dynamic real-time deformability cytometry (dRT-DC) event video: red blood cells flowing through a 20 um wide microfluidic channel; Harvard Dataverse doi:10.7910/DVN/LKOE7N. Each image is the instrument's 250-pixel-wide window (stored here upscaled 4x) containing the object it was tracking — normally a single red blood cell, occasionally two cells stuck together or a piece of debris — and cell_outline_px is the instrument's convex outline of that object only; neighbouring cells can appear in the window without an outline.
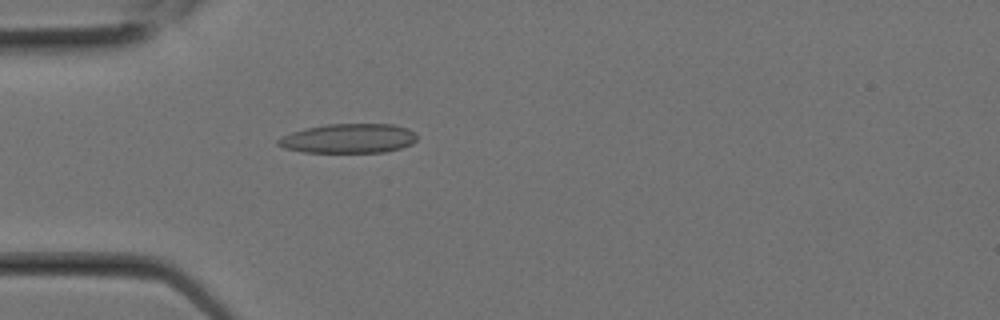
{"species": "Egyptian fruit bat (a non-hibernating species)", "species_latin": "Rousettus aegyptiacus", "temperature_condition": "room temperature", "stored_images_in_passage": 1, "camera_frame_rate_fps": 3000, "um_per_image_px": 0.085, "animal": {"sex": "female"}, "frame": {"image": 1, "passage_image": 1, "time_ms": 0.0, "image_size_px": [1000, 320], "cell_outline_px": [[416, 140], [412, 144], [400, 148], [384, 152], [304, 152], [284, 148], [276, 144], [276, 140], [280, 136], [292, 132], [308, 128], [328, 124], [392, 124], [408, 128], [416, 136]], "centroid_in_image_um": [29.6, 11.77], "position_along_channel_um": 55.4, "area_um2": 23.7}}